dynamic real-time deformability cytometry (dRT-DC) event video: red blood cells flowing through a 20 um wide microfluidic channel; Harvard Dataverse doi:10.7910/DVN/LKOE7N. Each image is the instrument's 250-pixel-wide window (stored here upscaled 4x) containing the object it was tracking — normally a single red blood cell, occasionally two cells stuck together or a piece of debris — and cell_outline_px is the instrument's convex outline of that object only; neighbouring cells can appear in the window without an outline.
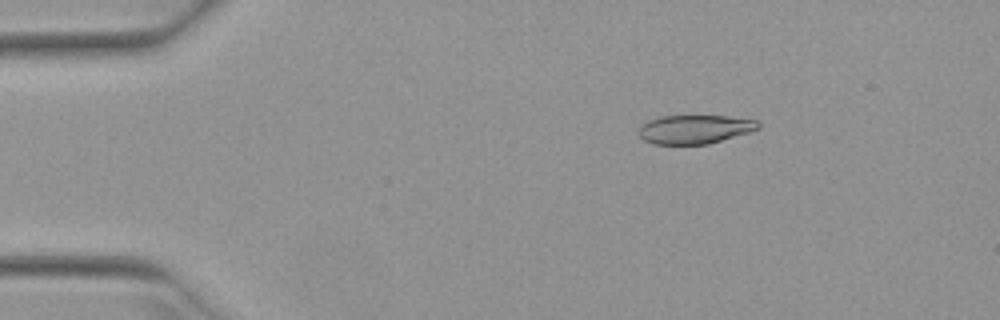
{"species": "Egyptian fruit bat (a non-hibernating species)", "species_latin": "Rousettus aegyptiacus", "temperature_condition": "warm", "stored_images_in_passage": 51, "camera_frame_rate_fps": 3000, "um_per_image_px": 0.085, "animal": {"sex": "female"}, "frame": {"image": 1, "passage_image": 8, "time_ms": 2.333, "image_size_px": [1000, 320], "cell_outline_px": [[760, 128], [748, 132], [708, 144], [652, 144], [644, 140], [636, 132], [640, 124], [648, 120], [660, 116], [728, 116], [756, 120], [760, 124]], "centroid_in_image_um": [58.99, 10.98], "position_along_channel_um": 26.0, "area_um2": 20.11}}
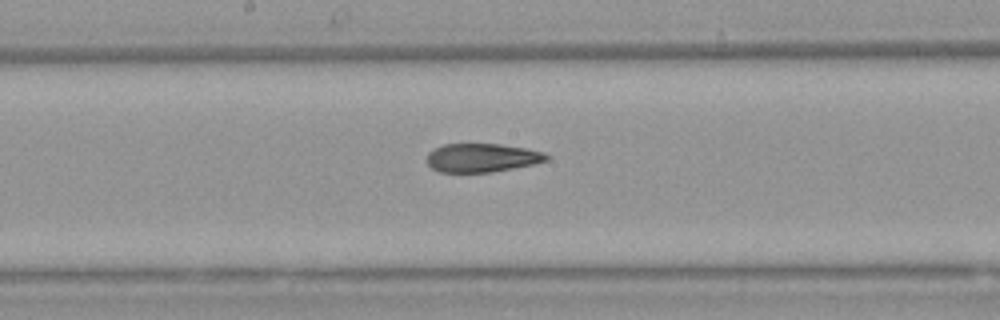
{"frame": {"image": 2, "passage_image": 27, "time_ms": 8.667, "image_size_px": [1000, 320], "cell_outline_px": [[552, 156], [548, 160], [532, 164], [492, 172], [440, 172], [432, 168], [424, 160], [428, 152], [432, 148], [444, 144], [500, 144], [524, 148], [544, 152]], "centroid_in_image_um": [40.92, 13.4], "position_along_channel_um": 207.3, "area_um2": 20.11}}
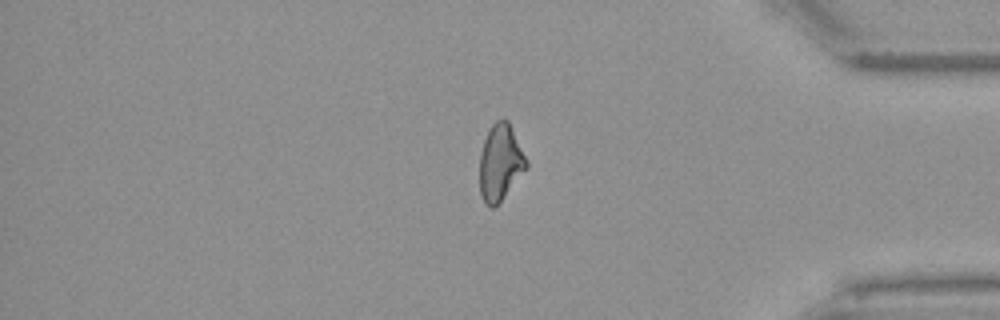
{"frame": {"image": 3, "passage_image": 43, "time_ms": 14.0, "image_size_px": [1000, 320], "cell_outline_px": [[528, 168], [500, 200], [492, 208], [484, 200], [480, 192], [480, 152], [488, 128], [496, 120], [504, 116], [508, 120], [528, 160]], "centroid_in_image_um": [42.54, 13.73], "position_along_channel_um": 392.7, "area_um2": 20.75}, "authors_computed_cell_mechanics": {"area_um2": 21.3282, "velocity_mm_per_s": 3.9615, "shape_relaxation_time_tau1_ms": null, "shape_relaxation_time_tau2_ms": 3.6593, "deformation_change_tau1": null, "deformation_change_tau2": 0.1175}}